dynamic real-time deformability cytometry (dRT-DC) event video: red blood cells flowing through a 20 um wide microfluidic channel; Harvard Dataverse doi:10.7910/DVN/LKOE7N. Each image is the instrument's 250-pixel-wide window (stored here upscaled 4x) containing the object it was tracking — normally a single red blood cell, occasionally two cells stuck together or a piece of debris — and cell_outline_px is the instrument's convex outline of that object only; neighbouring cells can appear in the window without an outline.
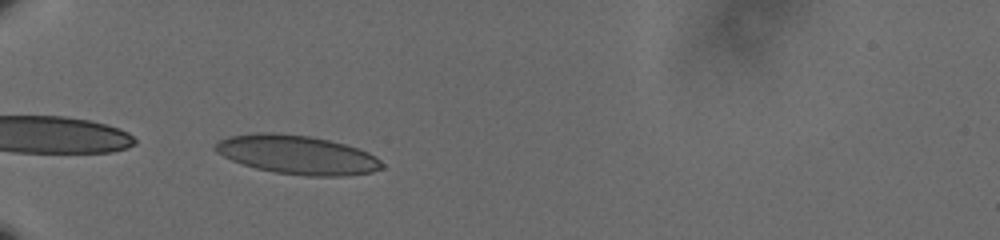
{"species": "human", "species_latin": "Homo sapiens", "temperature_condition": "cold", "stored_images_in_passage": 39, "camera_frame_rate_fps": 3000, "um_per_image_px": 0.085, "donor": {"sex": "male"}, "frame": {"image": 1, "passage_image": 1, "time_ms": 0.0, "image_size_px": [1000, 240], "cell_outline_px": [[384, 168], [372, 172], [344, 176], [308, 176], [276, 172], [256, 168], [232, 160], [216, 152], [212, 148], [220, 140], [232, 136], [256, 132], [272, 132], [308, 136], [328, 140], [344, 144], [368, 152], [376, 156], [384, 164]], "centroid_in_image_um": [25.28, 13.15], "position_along_channel_um": 59.7, "area_um2": 37.51}}
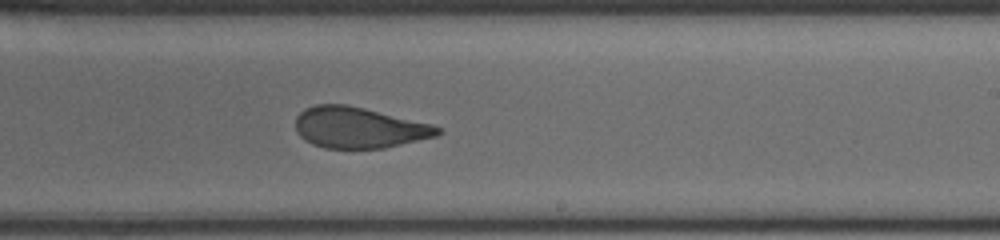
{"frame": {"image": 2, "passage_image": 19, "time_ms": 6.0, "image_size_px": [1000, 240], "cell_outline_px": [[444, 132], [436, 136], [384, 148], [324, 148], [312, 144], [304, 140], [300, 136], [296, 128], [296, 116], [304, 108], [316, 104], [348, 104], [432, 124], [440, 128]], "centroid_in_image_um": [30.49, 10.84], "position_along_channel_um": 258.5, "area_um2": 33.99}}
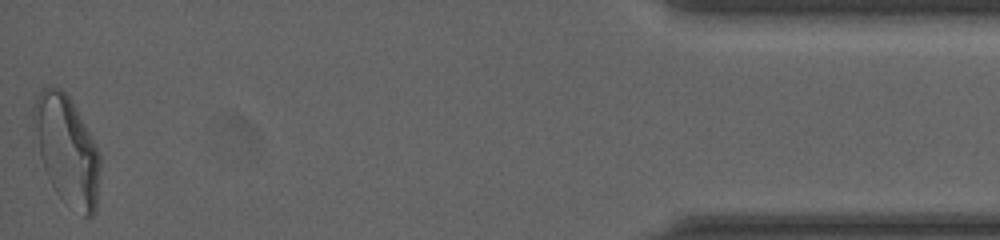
{"frame": {"image": 3, "passage_image": 39, "time_ms": 12.667, "image_size_px": [1000, 240], "cell_outline_px": [[100, 168], [96, 212], [92, 216], [84, 216], [60, 196], [56, 192], [32, 148], [32, 108], [36, 96], [44, 84], [48, 84], [60, 88], [68, 96], [96, 144], [100, 152]], "centroid_in_image_um": [5.6, 12.7], "position_along_channel_um": 429.6, "area_um2": 43.06}, "authors_computed_cell_mechanics": {"area_um2": 35.9516, "velocity_mm_per_s": 3.6172, "shape_relaxation_time_tau1_ms": null, "shape_relaxation_time_tau2_ms": 1.1529, "deformation_change_tau1": null, "deformation_change_tau2": 0.0858}}